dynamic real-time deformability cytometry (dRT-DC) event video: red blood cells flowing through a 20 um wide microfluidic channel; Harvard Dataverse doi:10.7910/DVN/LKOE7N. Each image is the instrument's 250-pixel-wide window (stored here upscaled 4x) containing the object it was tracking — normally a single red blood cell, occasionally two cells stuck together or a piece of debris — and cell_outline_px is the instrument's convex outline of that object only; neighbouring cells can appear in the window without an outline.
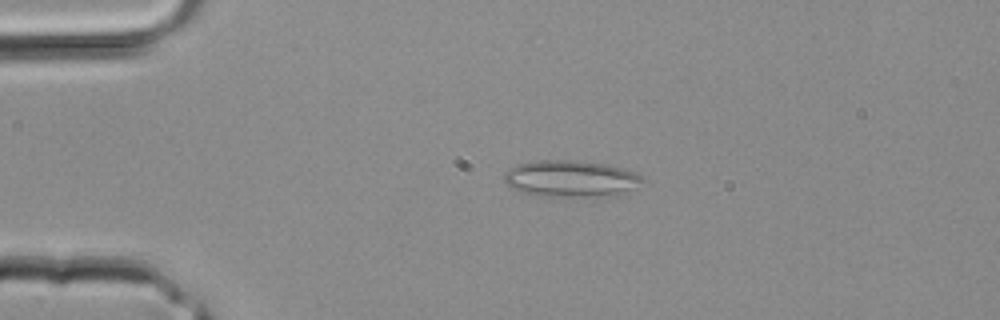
{"species": "common noctule bat (a hibernating species)", "species_latin": "Nyctalus noctula", "temperature_condition": "room temperature", "stored_images_in_passage": 2, "camera_frame_rate_fps": 3000, "um_per_image_px": 0.085, "animal": {"sex": "male", "body_mass_g": 20.4}, "frame": {"image": 1, "passage_image": 1, "time_ms": 0.0, "image_size_px": [1000, 320], "cell_outline_px": [[648, 180], [616, 196], [548, 196], [524, 192], [512, 188], [504, 180], [504, 172], [508, 168], [516, 164], [532, 160], [576, 160], [608, 164], [624, 168], [636, 172], [644, 176]], "centroid_in_image_um": [48.56, 15.16], "position_along_channel_um": 36.4, "area_um2": 29.82}}